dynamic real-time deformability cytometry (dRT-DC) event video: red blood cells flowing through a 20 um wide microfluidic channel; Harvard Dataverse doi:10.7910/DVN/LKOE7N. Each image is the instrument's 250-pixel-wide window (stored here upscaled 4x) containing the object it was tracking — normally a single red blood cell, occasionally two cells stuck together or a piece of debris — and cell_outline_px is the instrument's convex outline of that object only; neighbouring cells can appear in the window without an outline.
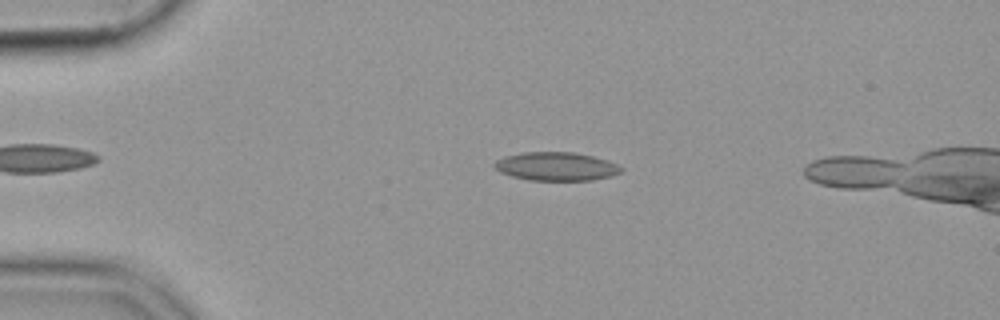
{"species": "common noctule bat (a hibernating species)", "species_latin": "Nyctalus noctula", "temperature_condition": "cold", "stored_images_in_passage": 44, "camera_frame_rate_fps": 3000, "um_per_image_px": 0.085, "animal": {"sex": "female", "body_mass_g": 19.9}, "frame": {"image": 1, "passage_image": 5, "time_ms": 1.333, "image_size_px": [1000, 320], "cell_outline_px": [[624, 168], [620, 172], [612, 176], [592, 180], [528, 180], [512, 176], [500, 172], [492, 164], [496, 160], [504, 156], [524, 152], [572, 152], [592, 156], [608, 160]], "centroid_in_image_um": [47.27, 14.14], "position_along_channel_um": 37.7, "area_um2": 21.04}}
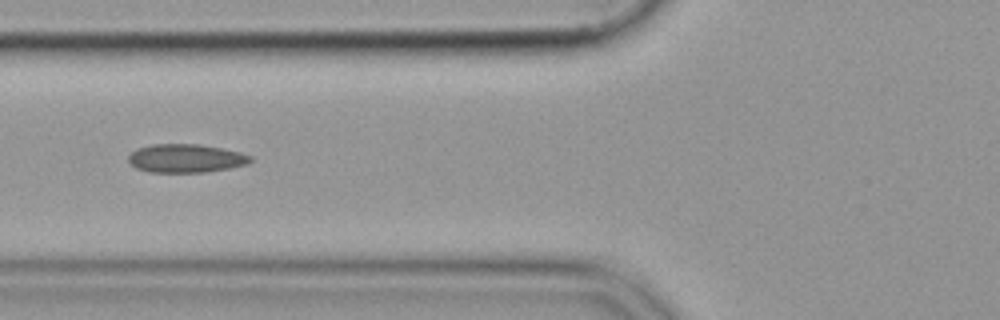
{"frame": {"image": 2, "passage_image": 14, "time_ms": 4.333, "image_size_px": [1000, 320], "cell_outline_px": [[252, 160], [248, 164], [228, 168], [204, 172], [148, 172], [136, 168], [128, 160], [128, 156], [136, 148], [152, 144], [200, 144], [240, 152], [252, 156]], "centroid_in_image_um": [15.78, 13.45], "position_along_channel_um": 110.0, "area_um2": 20.23}}
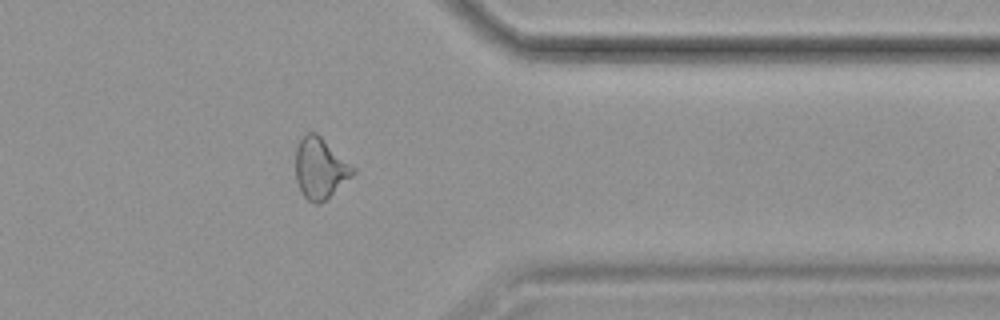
{"frame": {"image": 3, "passage_image": 37, "time_ms": 12.0, "image_size_px": [1000, 320], "cell_outline_px": [[356, 172], [352, 176], [320, 204], [316, 204], [308, 200], [300, 192], [296, 180], [296, 148], [300, 140], [308, 132], [316, 132], [356, 168]], "centroid_in_image_um": [27.21, 14.3], "position_along_channel_um": 384.2, "area_um2": 20.23}}